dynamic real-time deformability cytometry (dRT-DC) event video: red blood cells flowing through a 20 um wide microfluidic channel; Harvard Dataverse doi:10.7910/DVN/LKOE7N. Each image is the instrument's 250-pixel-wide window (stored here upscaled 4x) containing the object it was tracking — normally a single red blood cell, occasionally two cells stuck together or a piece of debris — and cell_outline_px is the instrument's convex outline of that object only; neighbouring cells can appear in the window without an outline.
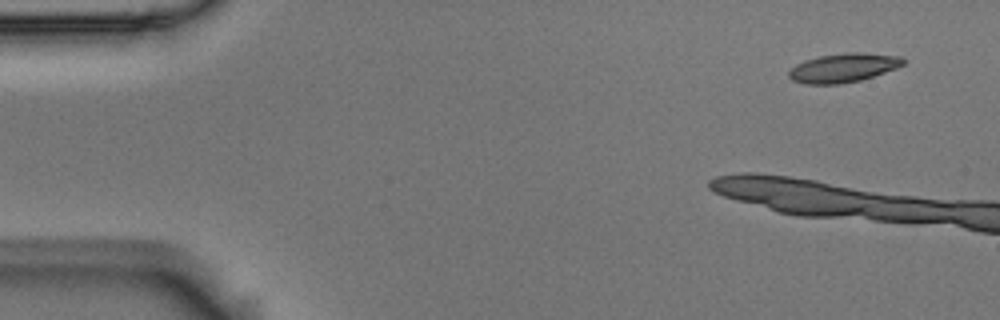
{"species": "Egyptian fruit bat (a non-hibernating species)", "species_latin": "Rousettus aegyptiacus", "temperature_condition": "room temperature", "stored_images_in_passage": 4, "camera_frame_rate_fps": 3000, "um_per_image_px": 0.085, "animal": {"sex": "male"}, "frame": {"image": 1, "passage_image": 1, "time_ms": 0.0, "image_size_px": [1000, 320], "cell_outline_px": [[908, 60], [904, 64], [896, 68], [860, 80], [840, 84], [804, 84], [792, 80], [788, 76], [788, 72], [796, 64], [804, 60], [820, 56], [844, 52], [864, 52], [900, 56]], "centroid_in_image_um": [71.69, 5.75], "position_along_channel_um": 13.3, "area_um2": 19.42}}